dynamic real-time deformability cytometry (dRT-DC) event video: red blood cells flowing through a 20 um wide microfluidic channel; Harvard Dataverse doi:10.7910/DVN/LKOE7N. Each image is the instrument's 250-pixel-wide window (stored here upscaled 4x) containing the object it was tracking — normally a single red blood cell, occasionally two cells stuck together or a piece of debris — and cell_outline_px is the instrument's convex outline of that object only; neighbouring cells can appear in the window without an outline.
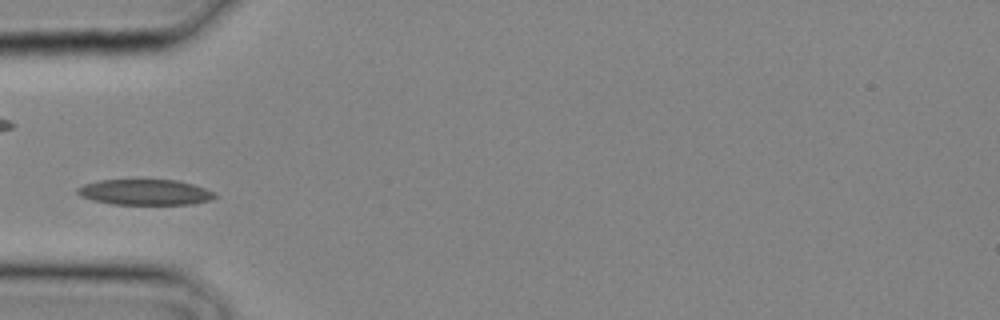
{"species": "common noctule bat (a hibernating species)", "species_latin": "Nyctalus noctula", "temperature_condition": "cold", "stored_images_in_passage": 14, "camera_frame_rate_fps": 3000, "um_per_image_px": 0.085, "animal": {"sex": "male", "body_mass_g": 20.4}, "frame": {"image": 1, "passage_image": 5, "time_ms": 1.333, "image_size_px": [1000, 320], "cell_outline_px": [[216, 196], [212, 200], [192, 204], [112, 204], [92, 200], [80, 196], [76, 192], [76, 188], [84, 184], [100, 180], [176, 180], [192, 184], [216, 192]], "centroid_in_image_um": [12.32, 16.34], "position_along_channel_um": 72.7, "area_um2": 20.52}}
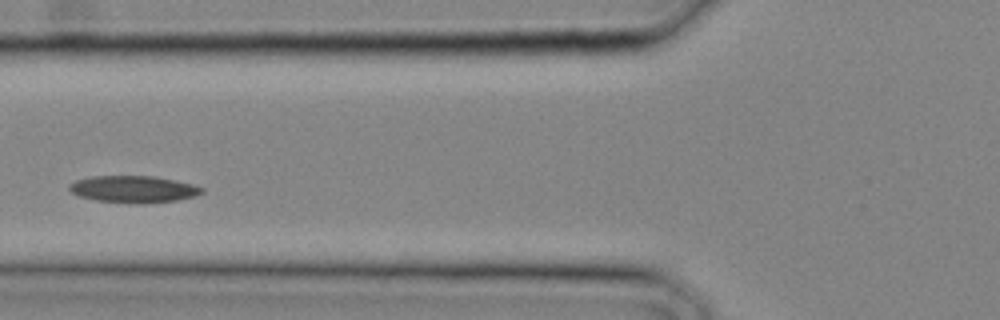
{"frame": {"image": 2, "passage_image": 7, "time_ms": 2.0, "image_size_px": [1000, 320], "cell_outline_px": [[204, 192], [196, 196], [176, 200], [96, 200], [80, 196], [72, 192], [68, 188], [68, 184], [76, 180], [88, 176], [152, 176], [192, 184], [204, 188]], "centroid_in_image_um": [11.31, 16.01], "position_along_channel_um": 114.5, "area_um2": 19.54}}